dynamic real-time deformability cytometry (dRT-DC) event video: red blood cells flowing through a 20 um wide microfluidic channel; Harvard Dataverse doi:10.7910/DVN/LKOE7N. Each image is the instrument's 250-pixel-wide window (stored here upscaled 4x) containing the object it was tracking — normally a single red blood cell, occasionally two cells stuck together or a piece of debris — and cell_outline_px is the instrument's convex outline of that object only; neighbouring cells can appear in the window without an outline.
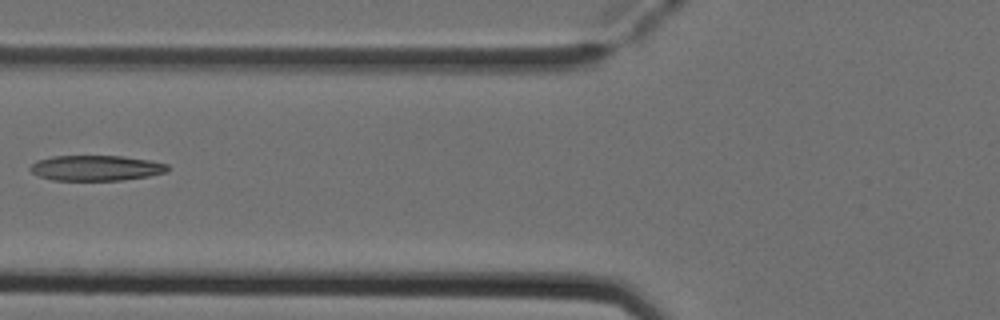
{"species": "Egyptian fruit bat (a non-hibernating species)", "species_latin": "Rousettus aegyptiacus", "temperature_condition": "cold", "stored_images_in_passage": 6, "camera_frame_rate_fps": 3000, "um_per_image_px": 0.085, "animal": {"sex": "female"}, "frame": {"image": 1, "passage_image": 6, "time_ms": 1.667, "image_size_px": [1000, 320], "cell_outline_px": [[168, 172], [148, 176], [124, 180], [52, 180], [40, 176], [32, 172], [28, 168], [36, 160], [52, 156], [124, 156], [148, 160], [168, 164]], "centroid_in_image_um": [8.16, 14.28], "position_along_channel_um": 117.6, "area_um2": 20.35}}